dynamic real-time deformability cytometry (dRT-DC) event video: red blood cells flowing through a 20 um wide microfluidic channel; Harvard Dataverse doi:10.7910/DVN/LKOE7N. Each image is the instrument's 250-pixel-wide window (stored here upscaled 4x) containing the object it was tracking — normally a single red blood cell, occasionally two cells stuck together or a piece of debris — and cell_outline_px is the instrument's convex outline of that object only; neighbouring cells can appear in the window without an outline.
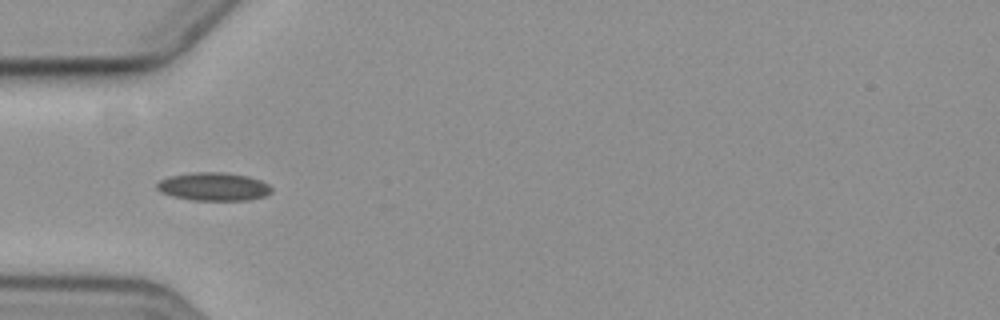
{"species": "common noctule bat (a hibernating species)", "species_latin": "Nyctalus noctula", "temperature_condition": "cold", "stored_images_in_passage": 9, "camera_frame_rate_fps": 3000, "um_per_image_px": 0.085, "animal": {"sex": "female", "body_mass_g": 19.3, "forearm_length_mm": 54.1}, "frame": {"image": 1, "passage_image": 3, "time_ms": 3.667, "image_size_px": [1000, 320], "cell_outline_px": [[272, 192], [264, 196], [248, 200], [188, 200], [172, 196], [160, 192], [156, 188], [156, 184], [160, 180], [168, 176], [196, 172], [220, 172], [248, 176], [260, 180], [268, 184], [272, 188]], "centroid_in_image_um": [18.13, 15.87], "position_along_channel_um": 66.9, "area_um2": 18.9}}
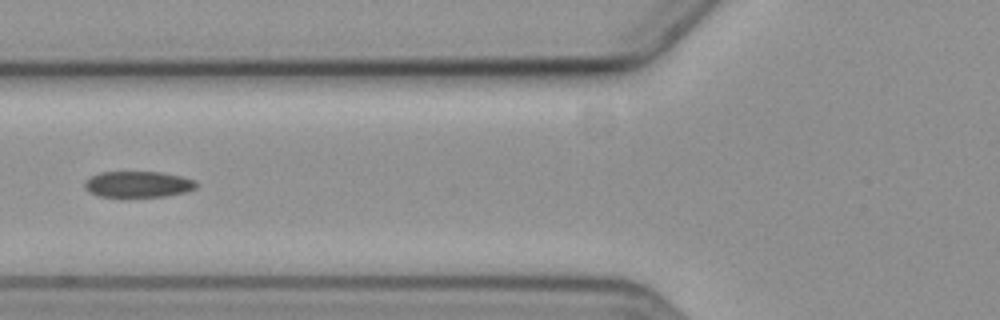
{"frame": {"image": 2, "passage_image": 4, "time_ms": 5.0, "image_size_px": [1000, 320], "cell_outline_px": [[200, 184], [196, 188], [188, 192], [164, 196], [120, 200], [96, 196], [88, 192], [84, 188], [84, 184], [92, 176], [100, 172], [160, 172], [180, 176], [196, 180]], "centroid_in_image_um": [11.72, 15.72], "position_along_channel_um": 114.1, "area_um2": 17.98}}
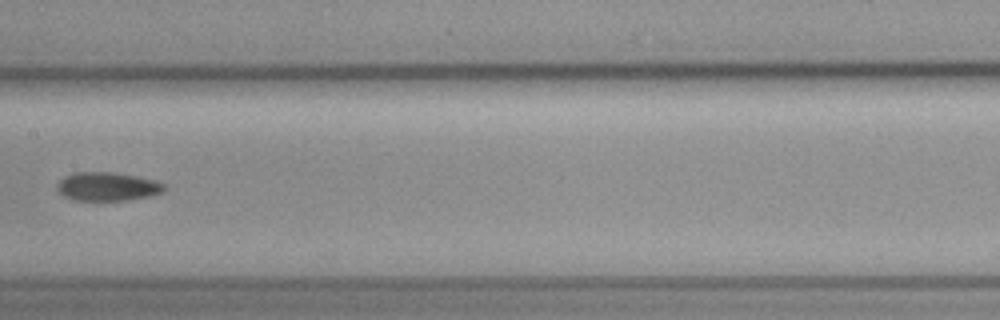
{"frame": {"image": 3, "passage_image": 6, "time_ms": 7.333, "image_size_px": [1000, 320], "cell_outline_px": [[164, 192], [148, 196], [128, 200], [72, 200], [64, 196], [56, 188], [56, 184], [64, 176], [72, 172], [112, 172], [136, 176], [152, 180], [164, 184]], "centroid_in_image_um": [9.08, 15.85], "position_along_channel_um": 198.3, "area_um2": 17.8}}